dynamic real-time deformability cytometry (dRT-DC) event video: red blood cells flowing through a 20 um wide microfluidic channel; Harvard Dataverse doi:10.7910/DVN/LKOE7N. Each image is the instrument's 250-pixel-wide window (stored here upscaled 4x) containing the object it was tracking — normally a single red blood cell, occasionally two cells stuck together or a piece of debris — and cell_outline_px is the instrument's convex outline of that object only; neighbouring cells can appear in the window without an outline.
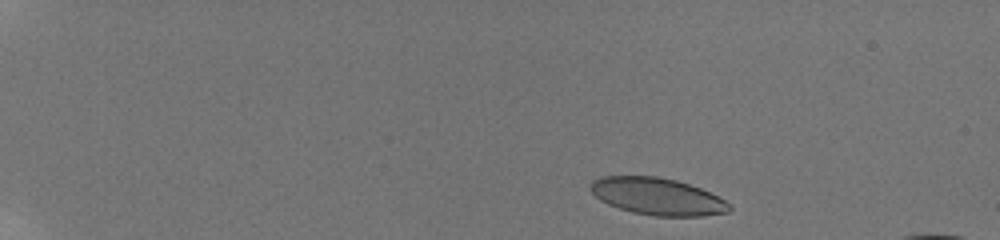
{"species": "human", "species_latin": "Homo sapiens", "temperature_condition": "room temperature", "stored_images_in_passage": 21, "camera_frame_rate_fps": 3000, "um_per_image_px": 0.085, "donor": {"sex": "male"}, "frame": {"image": 1, "passage_image": 2, "time_ms": 0.333, "image_size_px": [1000, 240], "cell_outline_px": [[732, 208], [728, 212], [704, 216], [656, 216], [632, 212], [608, 204], [600, 200], [592, 192], [592, 180], [600, 176], [656, 176], [676, 180], [700, 188], [732, 204]], "centroid_in_image_um": [55.89, 16.7], "position_along_channel_um": 29.1, "area_um2": 29.82}}
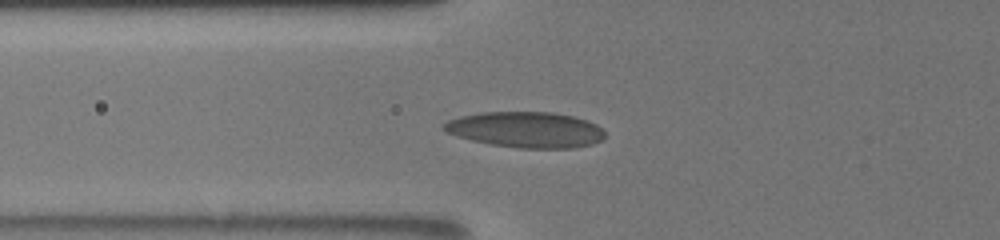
{"frame": {"image": 2, "passage_image": 18, "time_ms": 5.0, "image_size_px": [1000, 240], "cell_outline_px": [[604, 140], [592, 144], [572, 148], [520, 148], [492, 144], [472, 140], [456, 136], [444, 132], [440, 128], [448, 120], [460, 116], [480, 112], [552, 112], [572, 116], [588, 120], [596, 124], [604, 132]], "centroid_in_image_um": [44.68, 11.02], "position_along_channel_um": 81.1, "area_um2": 33.7}}